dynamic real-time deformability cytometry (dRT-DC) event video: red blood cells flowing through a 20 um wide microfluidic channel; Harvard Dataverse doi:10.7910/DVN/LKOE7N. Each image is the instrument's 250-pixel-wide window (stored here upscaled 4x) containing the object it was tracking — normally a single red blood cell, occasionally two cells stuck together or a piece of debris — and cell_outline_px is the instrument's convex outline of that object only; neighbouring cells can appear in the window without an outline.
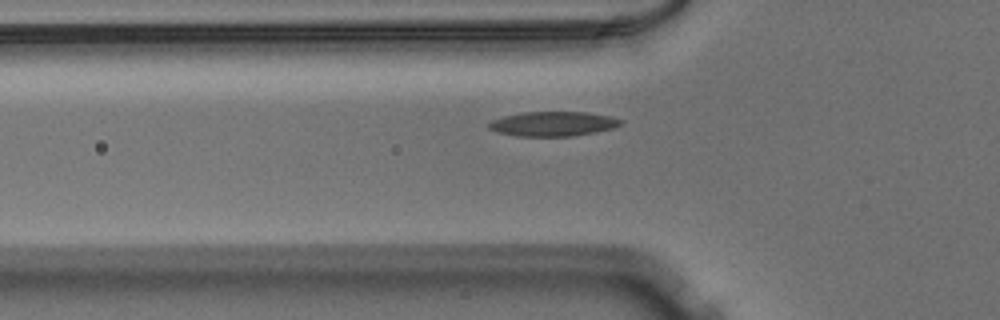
{"species": "Egyptian fruit bat (a non-hibernating species)", "species_latin": "Rousettus aegyptiacus", "temperature_condition": "warm", "stored_images_in_passage": 39, "camera_frame_rate_fps": 3000, "um_per_image_px": 0.085, "animal": {"sex": "male"}, "frame": {"image": 1, "passage_image": 7, "time_ms": 2.0, "image_size_px": [1000, 320], "cell_outline_px": [[624, 124], [612, 128], [596, 132], [572, 136], [516, 136], [496, 132], [488, 128], [488, 124], [492, 120], [504, 116], [524, 112], [584, 112], [612, 116], [624, 120]], "centroid_in_image_um": [47.04, 10.52], "position_along_channel_um": 78.8, "area_um2": 19.02}}
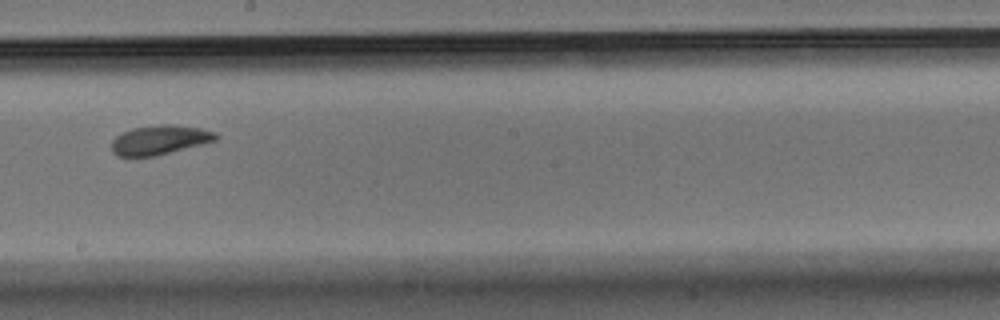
{"frame": {"image": 2, "passage_image": 19, "time_ms": 6.0, "image_size_px": [1000, 320], "cell_outline_px": [[220, 136], [216, 140], [156, 156], [116, 156], [112, 152], [112, 140], [116, 136], [132, 128], [160, 124], [172, 124], [200, 128], [216, 132]], "centroid_in_image_um": [13.58, 11.89], "position_along_channel_um": 234.6, "area_um2": 17.8}}
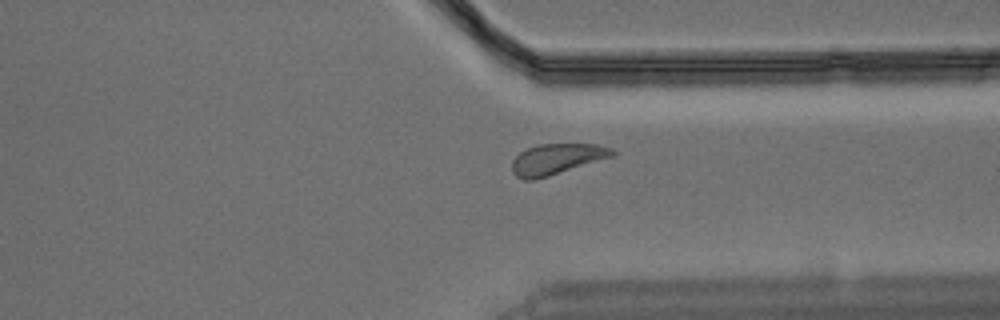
{"frame": {"image": 3, "passage_image": 29, "time_ms": 9.333, "image_size_px": [1000, 320], "cell_outline_px": [[616, 156], [548, 176], [532, 180], [524, 180], [516, 176], [512, 172], [512, 160], [520, 152], [528, 148], [540, 144], [596, 144], [612, 148], [616, 152]], "centroid_in_image_um": [47.35, 13.52], "position_along_channel_um": 364.1, "area_um2": 18.03}}